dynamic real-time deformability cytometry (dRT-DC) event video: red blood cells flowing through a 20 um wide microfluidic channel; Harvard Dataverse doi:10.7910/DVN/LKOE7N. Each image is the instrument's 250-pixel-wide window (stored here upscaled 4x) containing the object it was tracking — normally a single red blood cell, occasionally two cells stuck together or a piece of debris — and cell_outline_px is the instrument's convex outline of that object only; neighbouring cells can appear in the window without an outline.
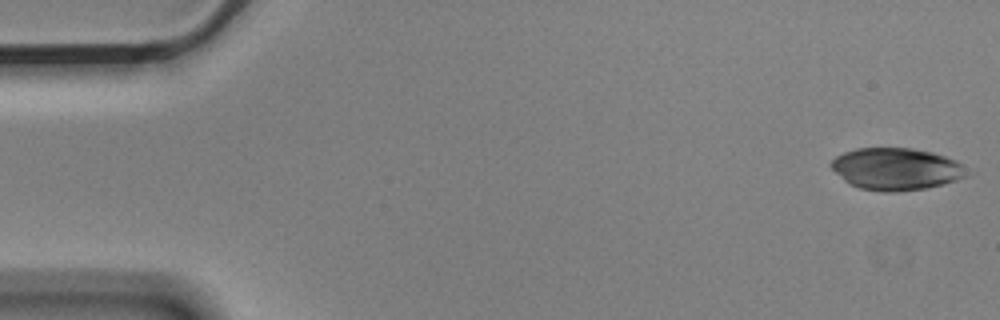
{"species": "Egyptian fruit bat (a non-hibernating species)", "species_latin": "Rousettus aegyptiacus", "temperature_condition": "cold", "stored_images_in_passage": 4, "camera_frame_rate_fps": 3000, "um_per_image_px": 0.085, "animal": {"sex": "male"}, "frame": {"image": 1, "passage_image": 1, "time_ms": 0.0, "image_size_px": [1000, 320], "cell_outline_px": [[968, 176], [956, 180], [924, 188], [896, 192], [884, 192], [860, 188], [844, 180], [828, 164], [836, 156], [844, 152], [856, 148], [912, 148], [932, 152], [956, 160], [960, 164]], "centroid_in_image_um": [76.13, 14.35], "position_along_channel_um": 8.9, "area_um2": 32.89}}
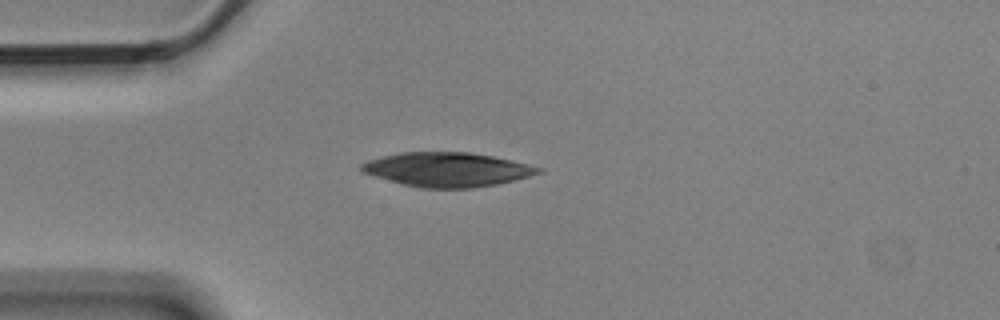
{"frame": {"image": 2, "passage_image": 4, "time_ms": 1.0, "image_size_px": [1000, 320], "cell_outline_px": [[544, 172], [496, 184], [472, 188], [420, 188], [400, 184], [364, 172], [360, 168], [360, 164], [368, 160], [400, 152], [468, 152], [492, 156], [512, 160], [544, 168]], "centroid_in_image_um": [38.02, 14.41], "position_along_channel_um": 47.0, "area_um2": 35.14}}